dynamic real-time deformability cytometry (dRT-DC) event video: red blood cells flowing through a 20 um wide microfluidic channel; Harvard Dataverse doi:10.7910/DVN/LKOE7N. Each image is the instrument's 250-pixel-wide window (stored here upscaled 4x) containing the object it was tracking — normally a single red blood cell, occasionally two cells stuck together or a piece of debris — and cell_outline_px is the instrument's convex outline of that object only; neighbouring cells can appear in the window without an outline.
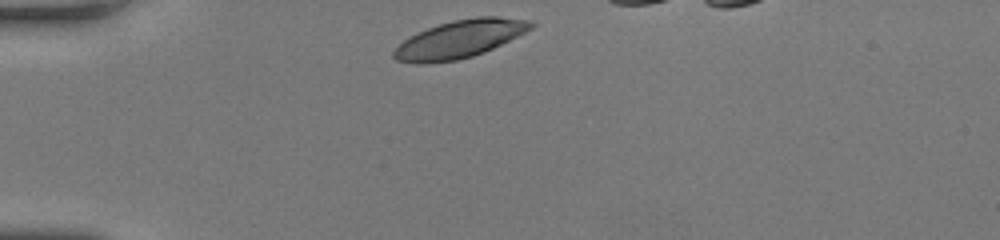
{"species": "human", "species_latin": "Homo sapiens", "temperature_condition": "room temperature", "stored_images_in_passage": 31, "camera_frame_rate_fps": 3000, "um_per_image_px": 0.085, "donor": {"sex": "female"}, "frame": {"image": 1, "passage_image": 1, "time_ms": 0.0, "image_size_px": [1000, 240], "cell_outline_px": [[536, 24], [532, 28], [484, 52], [472, 56], [456, 60], [424, 64], [416, 64], [396, 60], [392, 56], [392, 52], [404, 40], [428, 28], [452, 20], [476, 16], [496, 16], [532, 20]], "centroid_in_image_um": [39.08, 3.32], "position_along_channel_um": 45.9, "area_um2": 29.88}}
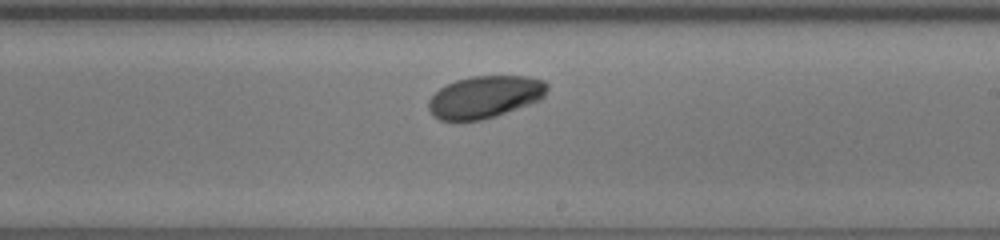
{"frame": {"image": 2, "passage_image": 19, "time_ms": 6.0, "image_size_px": [1000, 240], "cell_outline_px": [[548, 88], [544, 96], [540, 100], [496, 116], [484, 120], [440, 120], [432, 116], [428, 108], [428, 100], [440, 88], [456, 80], [472, 76], [528, 76], [544, 80], [548, 84]], "centroid_in_image_um": [41.23, 8.24], "position_along_channel_um": 247.8, "area_um2": 29.25}}
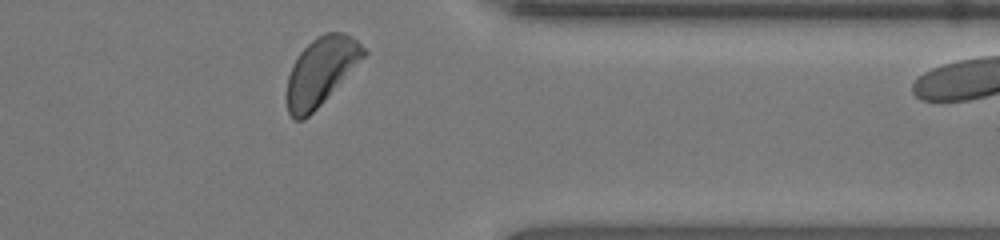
{"frame": {"image": 3, "passage_image": 30, "time_ms": 9.667, "image_size_px": [1000, 240], "cell_outline_px": [[368, 52], [324, 100], [304, 120], [296, 120], [288, 112], [288, 76], [292, 64], [300, 52], [316, 36], [324, 32], [344, 32], [352, 36]], "centroid_in_image_um": [27.27, 6.02], "position_along_channel_um": 384.1, "area_um2": 29.59}}